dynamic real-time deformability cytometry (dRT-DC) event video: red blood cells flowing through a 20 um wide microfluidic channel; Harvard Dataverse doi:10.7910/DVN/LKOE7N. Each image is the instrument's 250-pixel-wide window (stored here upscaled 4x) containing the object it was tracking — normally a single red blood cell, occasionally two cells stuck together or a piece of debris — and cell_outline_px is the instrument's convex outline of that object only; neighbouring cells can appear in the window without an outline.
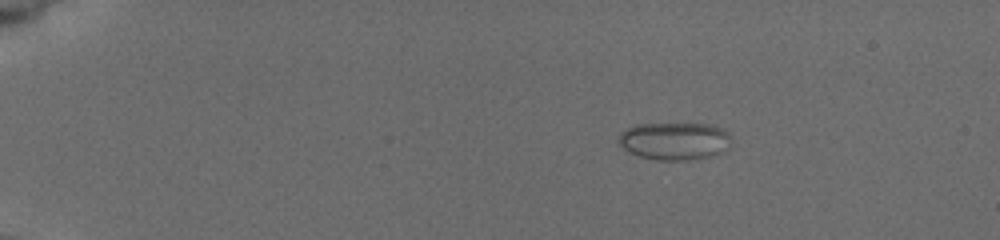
{"species": "common noctule bat (a hibernating species)", "species_latin": "Nyctalus noctula", "temperature_condition": "cold", "stored_images_in_passage": 7, "camera_frame_rate_fps": 3000, "um_per_image_px": 0.085, "animal": {"sex": "female", "body_mass_g": 19.5, "forearm_length_mm": 54.1}, "frame": {"image": 1, "passage_image": 1, "time_ms": 0.0, "image_size_px": [1000, 240], "cell_outline_px": [[728, 148], [712, 156], [684, 160], [656, 160], [640, 156], [628, 152], [620, 144], [620, 132], [636, 124], [708, 124], [720, 128], [728, 132]], "centroid_in_image_um": [57.31, 11.99], "position_along_channel_um": 27.7, "area_um2": 24.33}}
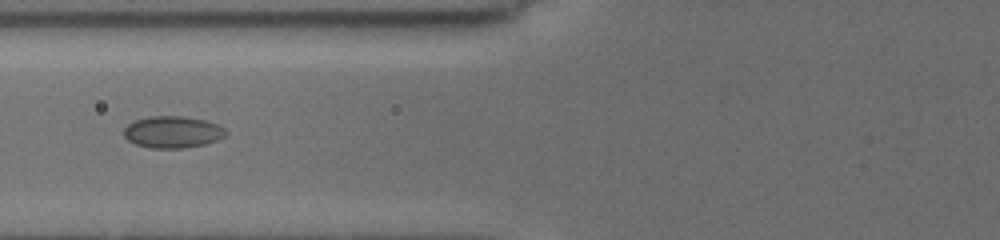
{"frame": {"image": 2, "passage_image": 6, "time_ms": 5.0, "image_size_px": [1000, 240], "cell_outline_px": [[228, 132], [224, 136], [216, 140], [204, 144], [184, 148], [152, 148], [136, 144], [128, 140], [124, 136], [124, 128], [128, 124], [136, 120], [152, 116], [180, 116], [204, 120], [216, 124], [224, 128]], "centroid_in_image_um": [14.66, 11.22], "position_along_channel_um": 111.1, "area_um2": 18.67}}